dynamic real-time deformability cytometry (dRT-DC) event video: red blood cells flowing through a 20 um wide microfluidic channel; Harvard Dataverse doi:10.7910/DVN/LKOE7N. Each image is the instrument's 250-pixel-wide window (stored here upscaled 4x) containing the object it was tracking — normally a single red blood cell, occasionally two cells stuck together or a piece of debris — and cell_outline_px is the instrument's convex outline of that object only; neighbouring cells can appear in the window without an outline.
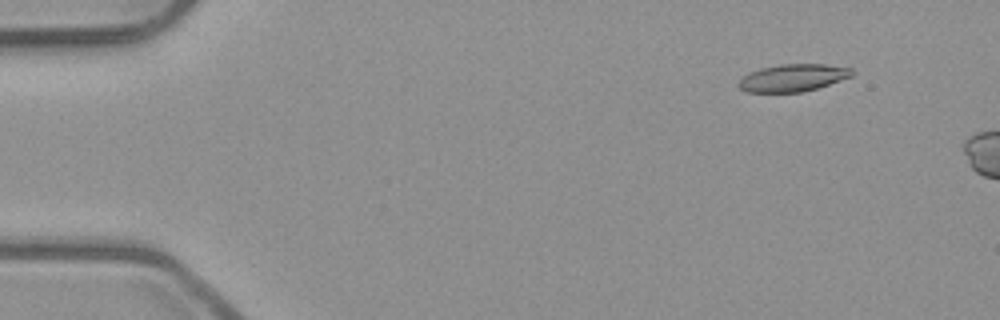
{"species": "common noctule bat (a hibernating species)", "species_latin": "Nyctalus noctula", "temperature_condition": "room temperature", "stored_images_in_passage": 4, "camera_frame_rate_fps": 3000, "um_per_image_px": 0.085, "animal": {"sex": "male", "body_mass_g": 23.1, "forearm_length_mm": 52.7}, "frame": {"image": 1, "passage_image": 2, "time_ms": 0.333, "image_size_px": [1000, 320], "cell_outline_px": [[852, 76], [816, 88], [800, 92], [748, 92], [740, 88], [736, 84], [748, 72], [760, 68], [780, 64], [824, 64], [852, 68]], "centroid_in_image_um": [67.36, 6.6], "position_along_channel_um": 17.6, "area_um2": 17.92}}